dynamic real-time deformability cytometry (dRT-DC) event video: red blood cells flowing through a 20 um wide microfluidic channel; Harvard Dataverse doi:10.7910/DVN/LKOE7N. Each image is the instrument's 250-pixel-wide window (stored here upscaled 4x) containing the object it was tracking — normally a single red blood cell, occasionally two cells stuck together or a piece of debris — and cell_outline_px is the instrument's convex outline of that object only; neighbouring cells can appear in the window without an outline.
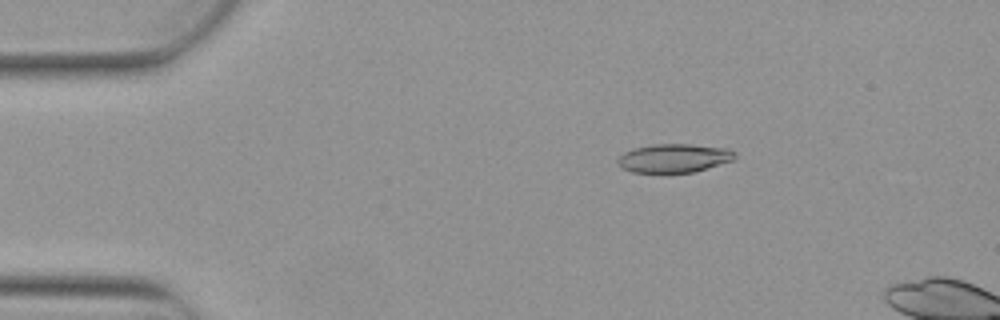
{"species": "Egyptian fruit bat (a non-hibernating species)", "species_latin": "Rousettus aegyptiacus", "temperature_condition": "warm", "stored_images_in_passage": 5, "camera_frame_rate_fps": 3000, "um_per_image_px": 0.085, "animal": {"sex": "female"}, "frame": {"image": 1, "passage_image": 3, "time_ms": 0.667, "image_size_px": [1000, 320], "cell_outline_px": [[736, 160], [692, 172], [632, 172], [624, 168], [616, 160], [624, 152], [632, 148], [652, 144], [692, 144], [728, 148], [736, 152]], "centroid_in_image_um": [57.34, 13.42], "position_along_channel_um": 27.7, "area_um2": 19.59}}